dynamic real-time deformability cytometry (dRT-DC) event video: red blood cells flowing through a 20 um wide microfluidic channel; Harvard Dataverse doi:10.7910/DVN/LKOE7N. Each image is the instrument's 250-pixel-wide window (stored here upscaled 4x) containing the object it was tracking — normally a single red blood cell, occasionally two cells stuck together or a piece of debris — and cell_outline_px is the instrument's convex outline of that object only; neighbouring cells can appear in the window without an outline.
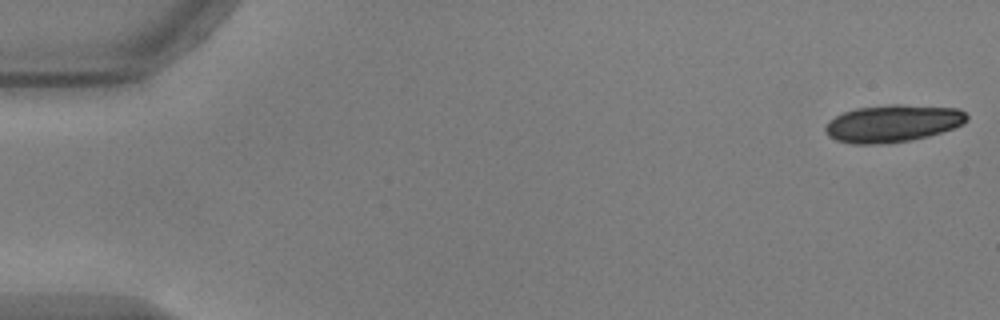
{"species": "common noctule bat (a hibernating species)", "species_latin": "Nyctalus noctula", "temperature_condition": "warm", "stored_images_in_passage": 18, "camera_frame_rate_fps": 3000, "um_per_image_px": 0.085, "animal": {"sex": "male", "body_mass_g": 17.9, "forearm_length_mm": 54.2}, "frame": {"image": 1, "passage_image": 1, "time_ms": 0.0, "image_size_px": [1000, 320], "cell_outline_px": [[968, 120], [964, 124], [928, 136], [912, 140], [888, 144], [852, 144], [836, 140], [828, 136], [824, 132], [824, 128], [828, 120], [844, 112], [856, 108], [888, 104], [900, 104], [960, 108], [968, 116]], "centroid_in_image_um": [75.87, 10.49], "position_along_channel_um": 9.1, "area_um2": 31.15}}